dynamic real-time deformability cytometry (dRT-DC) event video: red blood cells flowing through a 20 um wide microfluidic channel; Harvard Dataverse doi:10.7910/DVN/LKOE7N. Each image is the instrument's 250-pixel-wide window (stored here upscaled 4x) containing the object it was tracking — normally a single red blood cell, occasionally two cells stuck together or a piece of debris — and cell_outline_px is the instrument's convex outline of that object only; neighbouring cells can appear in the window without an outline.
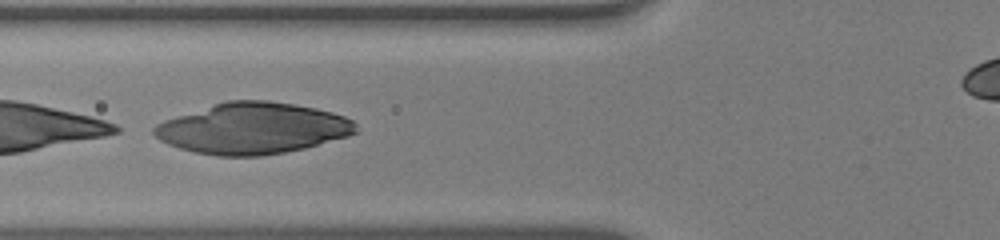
{"species": "human", "species_latin": "Homo sapiens", "temperature_condition": "warm", "stored_images_in_passage": 24, "camera_frame_rate_fps": 3000, "um_per_image_px": 0.085, "donor": {"sex": "male"}, "frame": {"image": 1, "passage_image": 21, "time_ms": 6.667, "image_size_px": [1000, 240], "cell_outline_px": [[360, 132], [348, 136], [304, 148], [284, 152], [260, 156], [216, 156], [196, 152], [180, 148], [168, 144], [160, 140], [152, 132], [152, 128], [156, 124], [164, 120], [176, 116], [228, 100], [268, 100], [316, 108], [332, 112], [344, 116], [352, 120], [356, 124]], "centroid_in_image_um": [21.49, 10.91], "position_along_channel_um": 104.3, "area_um2": 59.94}}